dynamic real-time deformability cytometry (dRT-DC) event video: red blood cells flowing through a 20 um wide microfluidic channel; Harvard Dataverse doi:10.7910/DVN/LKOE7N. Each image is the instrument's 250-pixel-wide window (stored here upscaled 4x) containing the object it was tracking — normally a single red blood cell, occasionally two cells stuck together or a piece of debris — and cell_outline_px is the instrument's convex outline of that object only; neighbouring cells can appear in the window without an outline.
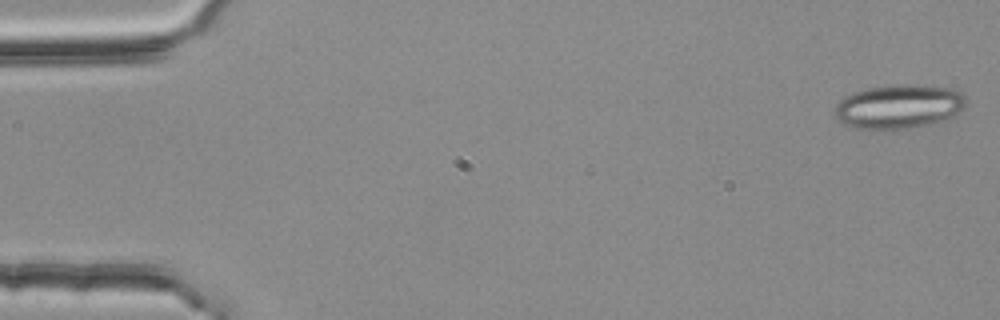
{"species": "common noctule bat (a hibernating species)", "species_latin": "Nyctalus noctula", "temperature_condition": "room temperature", "stored_images_in_passage": 52, "segment_of_instrument_passage": [1, 2], "camera_frame_rate_fps": 3000, "um_per_image_px": 0.085, "animal": {"sex": "female", "body_mass_g": 25.1}, "frame": {"image": 1, "passage_image": 1, "time_ms": 0.0, "image_size_px": [1000, 320], "cell_outline_px": [[968, 104], [964, 108], [948, 120], [932, 124], [908, 128], [856, 128], [844, 124], [836, 120], [832, 112], [836, 104], [844, 96], [852, 92], [868, 88], [896, 84], [916, 84], [952, 88], [960, 92], [968, 100]], "centroid_in_image_um": [76.42, 9.04], "position_along_channel_um": 8.6, "area_um2": 34.22}}